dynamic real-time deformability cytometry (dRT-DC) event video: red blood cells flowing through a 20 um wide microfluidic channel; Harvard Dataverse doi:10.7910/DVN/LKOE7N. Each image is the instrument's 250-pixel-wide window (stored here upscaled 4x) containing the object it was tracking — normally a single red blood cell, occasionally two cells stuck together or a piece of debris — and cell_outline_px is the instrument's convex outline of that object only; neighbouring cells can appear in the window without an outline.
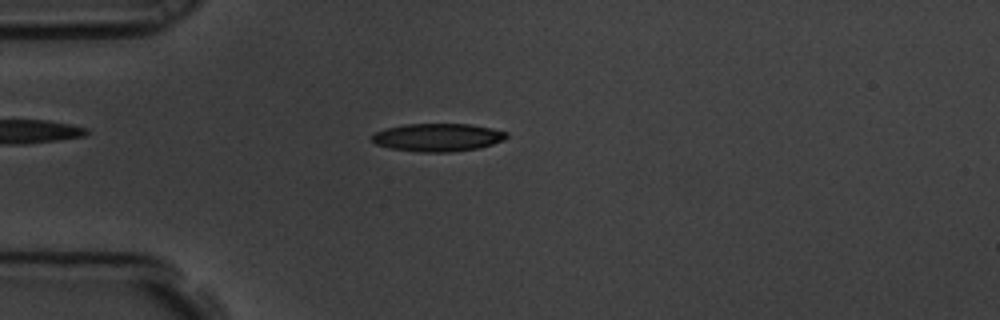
{"species": "common noctule bat (a hibernating species)", "species_latin": "Nyctalus noctula", "temperature_condition": "room temperature", "stored_images_in_passage": 4, "camera_frame_rate_fps": 3000, "um_per_image_px": 0.085, "animal": {"sex": "male", "body_mass_g": 19.5, "forearm_length_mm": 54.6}, "frame": {"image": 1, "passage_image": 4, "time_ms": 1.0, "image_size_px": [1000, 320], "cell_outline_px": [[508, 136], [504, 140], [492, 144], [476, 148], [452, 152], [416, 152], [392, 148], [376, 144], [372, 140], [372, 136], [376, 132], [388, 128], [404, 124], [472, 124], [492, 128], [508, 132]], "centroid_in_image_um": [37.24, 11.67], "position_along_channel_um": 47.8, "area_um2": 21.85}}